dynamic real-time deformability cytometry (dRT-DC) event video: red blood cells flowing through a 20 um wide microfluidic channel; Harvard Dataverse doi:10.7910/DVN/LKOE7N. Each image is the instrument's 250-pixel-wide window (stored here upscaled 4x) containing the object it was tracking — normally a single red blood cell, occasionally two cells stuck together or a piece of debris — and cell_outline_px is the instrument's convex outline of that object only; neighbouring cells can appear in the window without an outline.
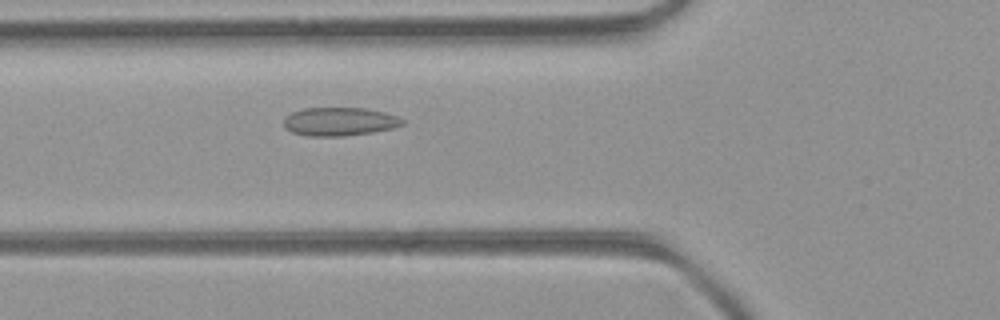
{"species": "common noctule bat (a hibernating species)", "species_latin": "Nyctalus noctula", "temperature_condition": "room temperature", "stored_images_in_passage": 46, "camera_frame_rate_fps": 3000, "um_per_image_px": 0.085, "animal": {"sex": "female", "body_mass_g": 21.9}, "frame": {"image": 1, "passage_image": 16, "time_ms": 5.0, "image_size_px": [1000, 320], "cell_outline_px": [[404, 124], [392, 128], [372, 132], [344, 136], [308, 136], [292, 132], [284, 128], [284, 120], [292, 112], [304, 108], [364, 108], [384, 112], [396, 116], [404, 120]], "centroid_in_image_um": [28.85, 10.34], "position_along_channel_um": 97.0, "area_um2": 19.54}}
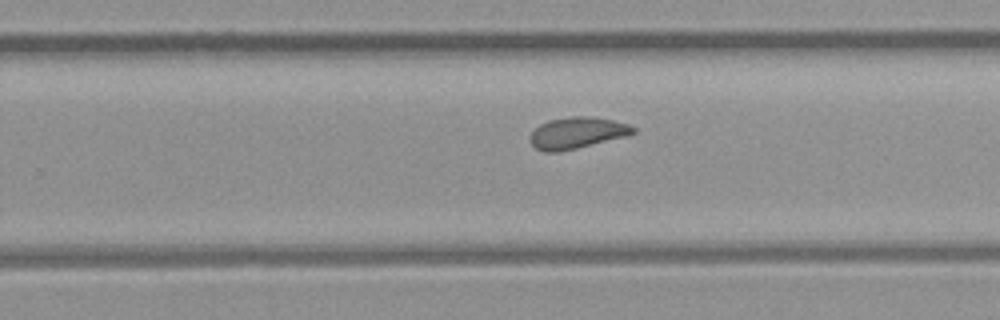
{"frame": {"image": 2, "passage_image": 29, "time_ms": 9.333, "image_size_px": [1000, 320], "cell_outline_px": [[636, 132], [628, 136], [560, 152], [544, 152], [536, 148], [532, 144], [528, 136], [540, 124], [548, 120], [572, 116], [592, 116], [612, 120], [628, 124], [636, 128]], "centroid_in_image_um": [49.05, 11.29], "position_along_channel_um": 280.7, "area_um2": 19.02}}
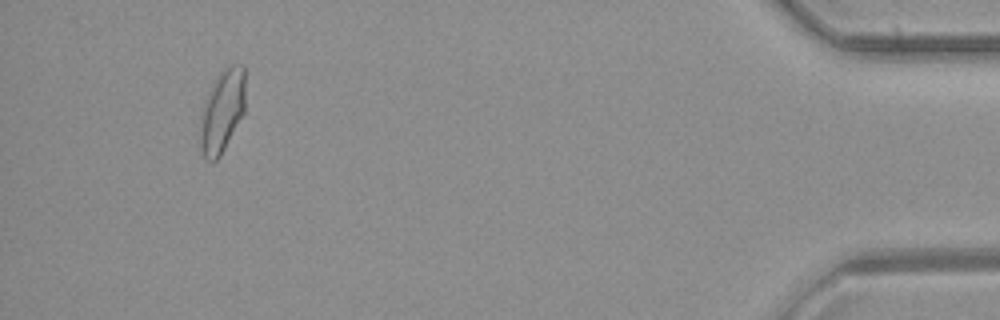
{"frame": {"image": 3, "passage_image": 44, "time_ms": 14.333, "image_size_px": [1000, 320], "cell_outline_px": [[244, 112], [220, 156], [212, 164], [204, 160], [200, 148], [200, 116], [204, 100], [216, 76], [228, 64], [244, 64]], "centroid_in_image_um": [18.85, 9.45], "position_along_channel_um": 416.3, "area_um2": 22.08}, "authors_computed_cell_mechanics": {"area_um2": 19.6231, "velocity_mm_per_s": 4.2396, "shape_relaxation_time_tau1_ms": null, "shape_relaxation_time_tau2_ms": 1.1241, "deformation_change_tau1": null, "deformation_change_tau2": 0.0612}}